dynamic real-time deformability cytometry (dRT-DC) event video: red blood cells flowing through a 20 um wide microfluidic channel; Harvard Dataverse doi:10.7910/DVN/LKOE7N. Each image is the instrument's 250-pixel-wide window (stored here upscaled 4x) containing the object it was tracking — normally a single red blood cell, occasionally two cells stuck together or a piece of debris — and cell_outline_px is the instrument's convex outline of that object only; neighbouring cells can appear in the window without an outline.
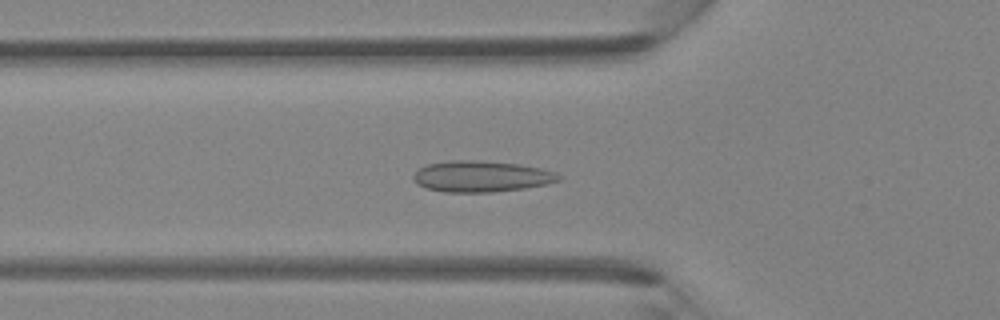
{"species": "Egyptian fruit bat (a non-hibernating species)", "species_latin": "Rousettus aegyptiacus", "temperature_condition": "room temperature", "stored_images_in_passage": 46, "camera_frame_rate_fps": 3000, "um_per_image_px": 0.085, "animal": {"sex": "female"}, "frame": {"image": 1, "passage_image": 16, "time_ms": 5.0, "image_size_px": [1000, 320], "cell_outline_px": [[564, 176], [560, 180], [548, 184], [524, 188], [492, 192], [444, 192], [424, 188], [416, 184], [412, 176], [420, 168], [428, 164], [452, 160], [472, 160], [520, 164], [540, 168]], "centroid_in_image_um": [40.9, 15.0], "position_along_channel_um": 84.9, "area_um2": 26.36}}
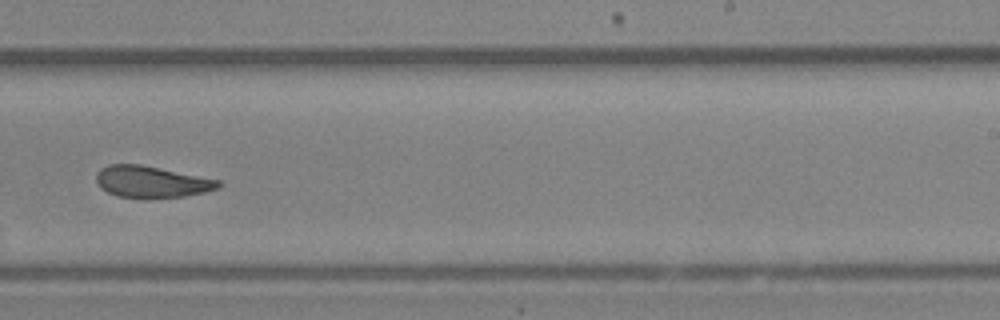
{"frame": {"image": 2, "passage_image": 29, "time_ms": 9.333, "image_size_px": [1000, 320], "cell_outline_px": [[224, 184], [220, 188], [204, 192], [184, 196], [116, 196], [100, 188], [96, 180], [96, 172], [100, 168], [108, 164], [140, 164], [220, 180]], "centroid_in_image_um": [12.88, 15.42], "position_along_channel_um": 276.1, "area_um2": 22.08}}
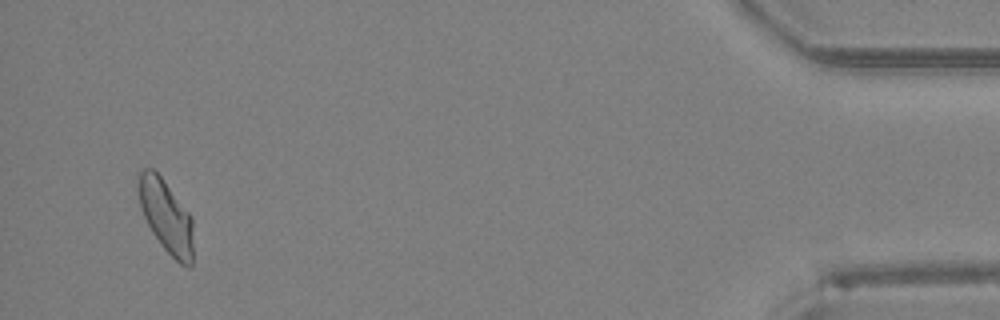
{"frame": {"image": 3, "passage_image": 44, "time_ms": 14.333, "image_size_px": [1000, 320], "cell_outline_px": [[192, 264], [188, 268], [180, 264], [164, 248], [152, 232], [140, 208], [136, 184], [136, 172], [144, 168], [152, 168], [160, 176], [192, 216]], "centroid_in_image_um": [14.07, 18.33], "position_along_channel_um": 421.1, "area_um2": 23.41}}